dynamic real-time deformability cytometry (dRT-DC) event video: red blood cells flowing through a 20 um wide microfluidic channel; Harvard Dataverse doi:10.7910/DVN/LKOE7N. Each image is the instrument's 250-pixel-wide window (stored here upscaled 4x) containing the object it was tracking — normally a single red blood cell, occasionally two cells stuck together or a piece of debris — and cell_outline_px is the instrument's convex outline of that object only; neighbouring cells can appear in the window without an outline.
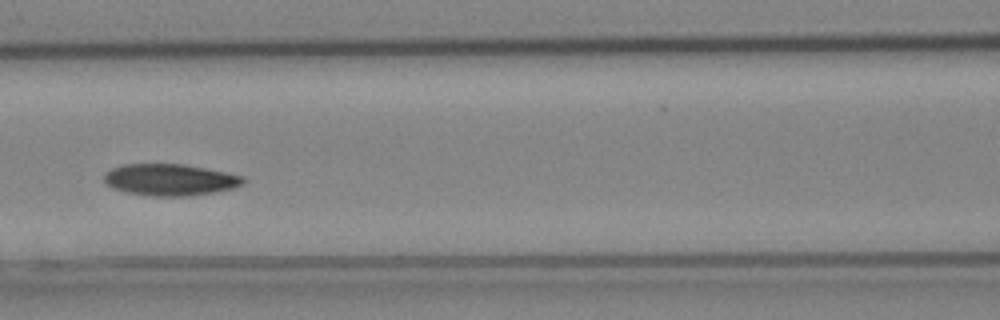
{"species": "Egyptian fruit bat (a non-hibernating species)", "species_latin": "Rousettus aegyptiacus", "temperature_condition": "cold", "stored_images_in_passage": 6, "camera_frame_rate_fps": 3000, "um_per_image_px": 0.085, "animal": {"sex": "female"}, "frame": {"image": 1, "passage_image": 6, "time_ms": 1.667, "image_size_px": [1000, 320], "cell_outline_px": [[244, 184], [232, 188], [216, 192], [188, 196], [152, 196], [128, 192], [112, 188], [104, 180], [104, 172], [112, 168], [124, 164], [184, 164], [244, 176]], "centroid_in_image_um": [14.44, 15.28], "position_along_channel_um": 152.2, "area_um2": 25.55}}